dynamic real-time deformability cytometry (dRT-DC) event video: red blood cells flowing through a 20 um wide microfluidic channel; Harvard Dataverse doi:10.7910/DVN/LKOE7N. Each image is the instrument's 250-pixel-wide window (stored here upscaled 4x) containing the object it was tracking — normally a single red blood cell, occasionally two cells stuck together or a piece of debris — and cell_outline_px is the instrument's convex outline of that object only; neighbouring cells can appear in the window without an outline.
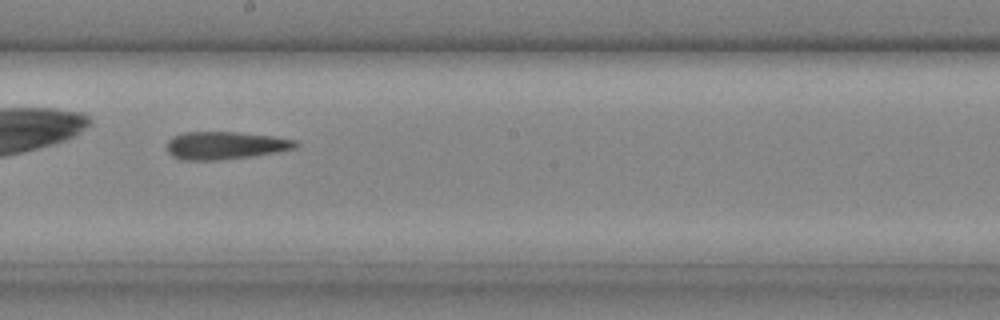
{"species": "common noctule bat (a hibernating species)", "species_latin": "Nyctalus noctula", "temperature_condition": "cold", "stored_images_in_passage": 29, "camera_frame_rate_fps": 3000, "um_per_image_px": 0.085, "animal": {"sex": "male", "body_mass_g": 20.4}, "frame": {"image": 1, "passage_image": 16, "time_ms": 5.0, "image_size_px": [1000, 320], "cell_outline_px": [[300, 144], [296, 148], [276, 152], [252, 156], [216, 160], [180, 160], [172, 156], [168, 152], [168, 140], [172, 136], [184, 132], [236, 132], [272, 136], [296, 140]], "centroid_in_image_um": [19.14, 12.36], "position_along_channel_um": 229.1, "area_um2": 20.81}}